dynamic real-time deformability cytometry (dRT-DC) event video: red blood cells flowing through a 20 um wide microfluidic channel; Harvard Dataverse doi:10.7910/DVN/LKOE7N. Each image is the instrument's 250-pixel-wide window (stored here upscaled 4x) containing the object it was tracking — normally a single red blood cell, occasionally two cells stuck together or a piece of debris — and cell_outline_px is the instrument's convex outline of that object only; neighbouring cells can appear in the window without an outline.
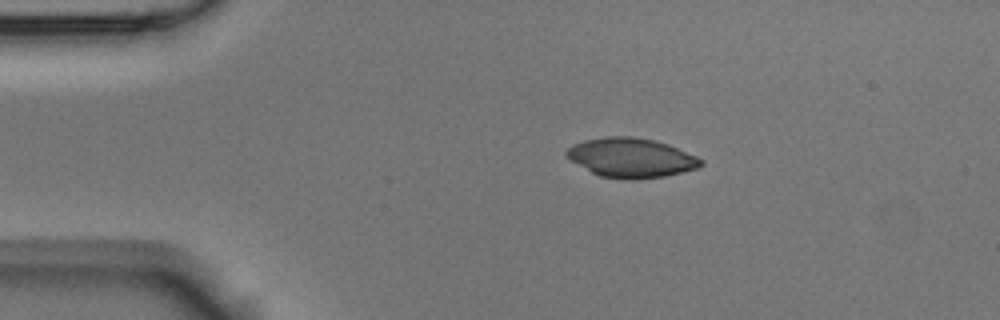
{"species": "Egyptian fruit bat (a non-hibernating species)", "species_latin": "Rousettus aegyptiacus", "temperature_condition": "room temperature", "stored_images_in_passage": 5, "camera_frame_rate_fps": 3000, "um_per_image_px": 0.085, "animal": {"sex": "male"}, "frame": {"image": 1, "passage_image": 3, "time_ms": 0.667, "image_size_px": [1000, 320], "cell_outline_px": [[704, 164], [696, 168], [664, 176], [628, 180], [600, 176], [592, 172], [564, 156], [564, 152], [572, 144], [584, 140], [604, 136], [632, 136], [656, 140], [668, 144], [696, 156], [704, 160]], "centroid_in_image_um": [53.62, 13.39], "position_along_channel_um": 31.4, "area_um2": 30.87}}